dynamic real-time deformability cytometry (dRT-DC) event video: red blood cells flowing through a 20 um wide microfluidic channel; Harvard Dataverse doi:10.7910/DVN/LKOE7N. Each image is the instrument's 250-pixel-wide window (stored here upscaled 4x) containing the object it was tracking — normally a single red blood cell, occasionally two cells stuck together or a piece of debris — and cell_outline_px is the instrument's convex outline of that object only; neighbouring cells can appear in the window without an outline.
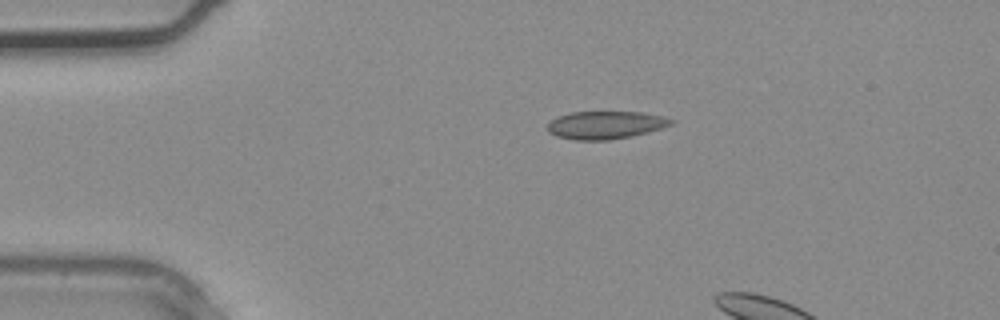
{"species": "common noctule bat (a hibernating species)", "species_latin": "Nyctalus noctula", "temperature_condition": "warm", "stored_images_in_passage": 5, "camera_frame_rate_fps": 3000, "um_per_image_px": 0.085, "animal": {"sex": "male", "body_mass_g": 20.4}, "frame": {"image": 1, "passage_image": 3, "time_ms": 0.667, "image_size_px": [1000, 320], "cell_outline_px": [[676, 120], [672, 124], [648, 132], [632, 136], [608, 140], [576, 140], [556, 136], [548, 132], [548, 124], [552, 120], [560, 116], [572, 112], [640, 112], [664, 116]], "centroid_in_image_um": [51.49, 10.63], "position_along_channel_um": 33.5, "area_um2": 19.94}}